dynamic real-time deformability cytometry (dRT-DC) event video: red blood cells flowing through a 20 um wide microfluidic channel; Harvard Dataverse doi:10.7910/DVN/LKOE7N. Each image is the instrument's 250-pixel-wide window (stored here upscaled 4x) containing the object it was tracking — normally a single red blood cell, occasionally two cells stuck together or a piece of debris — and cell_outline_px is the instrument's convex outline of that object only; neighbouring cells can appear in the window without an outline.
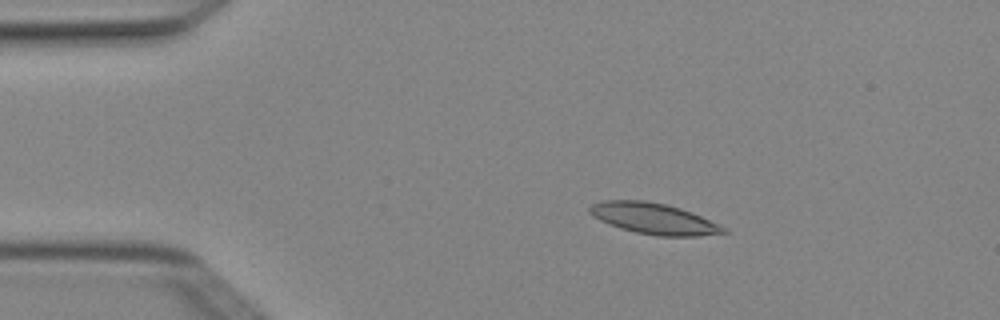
{"species": "Egyptian fruit bat (a non-hibernating species)", "species_latin": "Rousettus aegyptiacus", "temperature_condition": "cold", "stored_images_in_passage": 4, "camera_frame_rate_fps": 3000, "um_per_image_px": 0.085, "animal": {"sex": "female"}, "frame": {"image": 1, "passage_image": 2, "time_ms": 0.333, "image_size_px": [1000, 320], "cell_outline_px": [[728, 232], [700, 236], [656, 236], [636, 232], [620, 228], [608, 224], [592, 216], [588, 212], [588, 208], [592, 204], [604, 200], [644, 200], [664, 204], [680, 208], [700, 216], [728, 228]], "centroid_in_image_um": [55.55, 18.58], "position_along_channel_um": 29.5, "area_um2": 24.16}}